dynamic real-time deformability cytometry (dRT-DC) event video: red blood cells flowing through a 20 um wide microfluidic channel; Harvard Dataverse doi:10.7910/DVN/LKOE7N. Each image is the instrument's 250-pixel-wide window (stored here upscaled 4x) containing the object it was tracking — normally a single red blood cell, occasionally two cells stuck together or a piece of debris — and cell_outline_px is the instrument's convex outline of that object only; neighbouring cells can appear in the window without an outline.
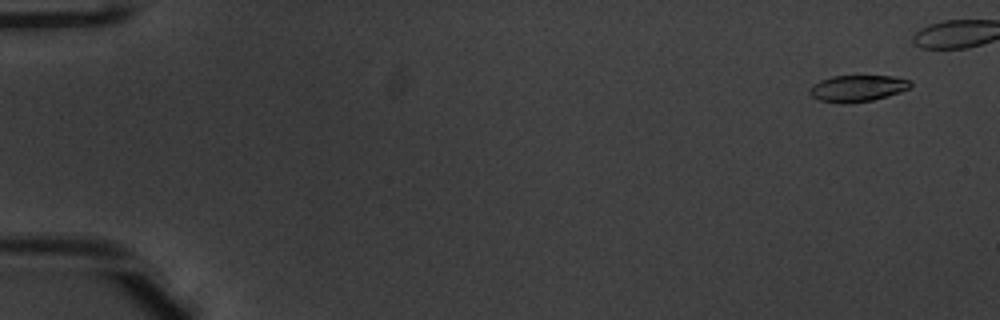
{"species": "common noctule bat (a hibernating species)", "species_latin": "Nyctalus noctula", "temperature_condition": "warm", "stored_images_in_passage": 44, "camera_frame_rate_fps": 3000, "um_per_image_px": 0.085, "animal": {"sex": "male", "body_mass_g": 20.1, "forearm_length_mm": 53.5}, "frame": {"image": 1, "passage_image": 4, "time_ms": 1.0, "image_size_px": [1000, 320], "cell_outline_px": [[912, 84], [908, 88], [900, 92], [888, 96], [872, 100], [852, 104], [840, 104], [820, 100], [812, 96], [808, 92], [808, 88], [820, 80], [832, 76], [892, 76], [912, 80]], "centroid_in_image_um": [72.87, 7.52], "position_along_channel_um": 12.1, "area_um2": 15.78}}
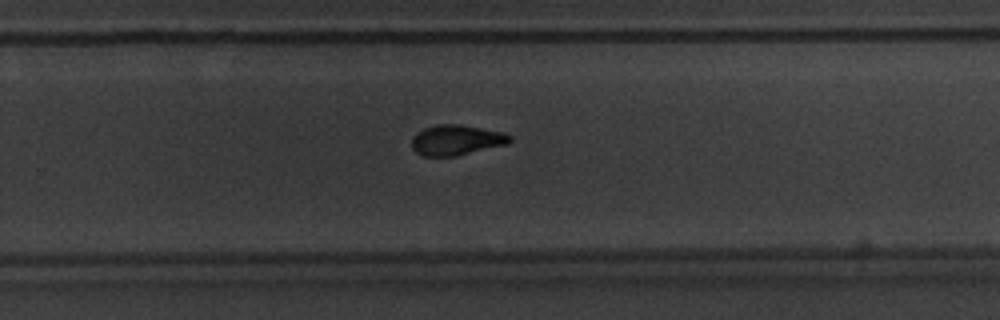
{"frame": {"image": 2, "passage_image": 36, "time_ms": 11.667, "image_size_px": [1000, 320], "cell_outline_px": [[512, 140], [508, 144], [456, 156], [424, 156], [416, 152], [412, 148], [412, 136], [416, 132], [424, 128], [440, 124], [460, 124], [504, 132], [512, 136]], "centroid_in_image_um": [38.8, 11.9], "position_along_channel_um": 291.0, "area_um2": 17.46}}
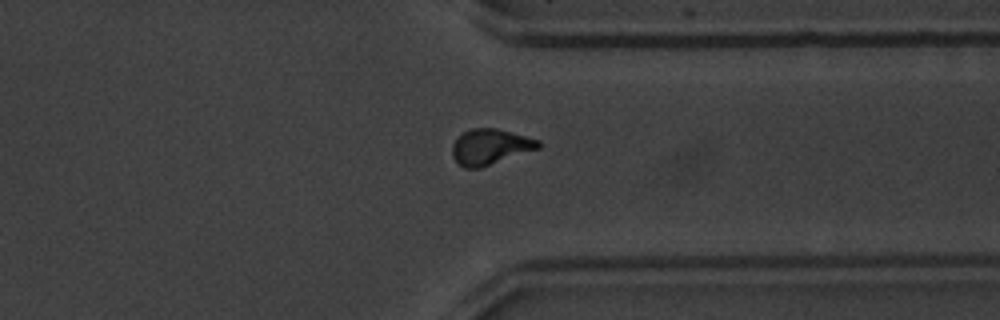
{"frame": {"image": 3, "passage_image": 42, "time_ms": 13.667, "image_size_px": [1000, 320], "cell_outline_px": [[540, 148], [480, 168], [464, 168], [452, 156], [452, 144], [464, 132], [472, 128], [496, 128], [540, 140]], "centroid_in_image_um": [41.67, 12.48], "position_along_channel_um": 369.7, "area_um2": 17.69}}